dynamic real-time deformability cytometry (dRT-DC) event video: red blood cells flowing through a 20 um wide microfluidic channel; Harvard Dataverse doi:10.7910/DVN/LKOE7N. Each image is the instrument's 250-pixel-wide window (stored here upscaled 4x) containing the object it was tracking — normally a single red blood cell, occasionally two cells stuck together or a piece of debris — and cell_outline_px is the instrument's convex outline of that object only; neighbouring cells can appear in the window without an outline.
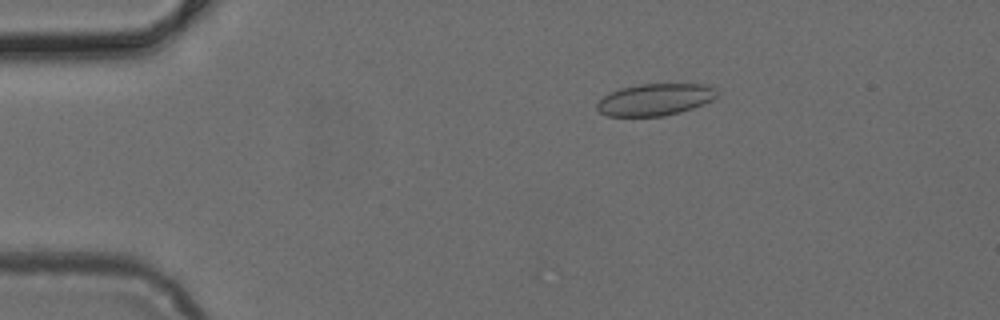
{"species": "common noctule bat (a hibernating species)", "species_latin": "Nyctalus noctula", "temperature_condition": "cold", "stored_images_in_passage": 50, "camera_frame_rate_fps": 3000, "um_per_image_px": 0.085, "animal": {"sex": "female", "body_mass_g": 24.6, "forearm_length_mm": 56.2}, "frame": {"image": 1, "passage_image": 9, "time_ms": 2.667, "image_size_px": [1000, 320], "cell_outline_px": [[716, 96], [712, 100], [704, 104], [680, 112], [664, 116], [608, 116], [600, 112], [596, 108], [596, 104], [604, 96], [620, 88], [640, 84], [704, 84], [716, 88]], "centroid_in_image_um": [55.68, 8.46], "position_along_channel_um": 29.3, "area_um2": 22.2}}
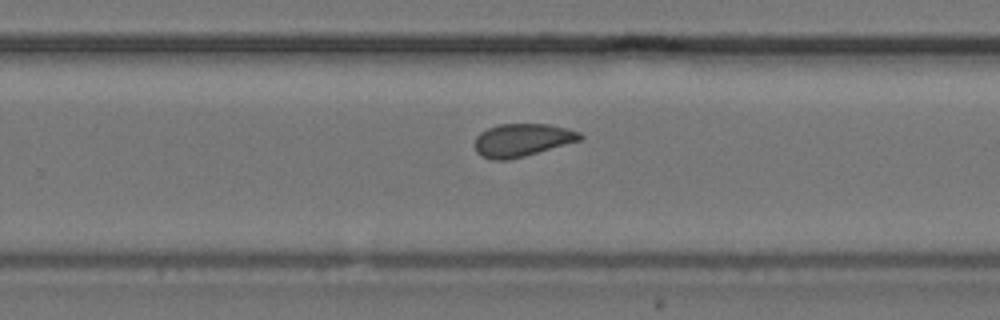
{"frame": {"image": 2, "passage_image": 32, "time_ms": 10.333, "image_size_px": [1000, 320], "cell_outline_px": [[584, 136], [580, 140], [524, 156], [508, 160], [488, 160], [480, 156], [476, 152], [476, 136], [480, 132], [488, 128], [500, 124], [548, 124], [580, 132]], "centroid_in_image_um": [44.34, 11.91], "position_along_channel_um": 285.5, "area_um2": 20.06}}
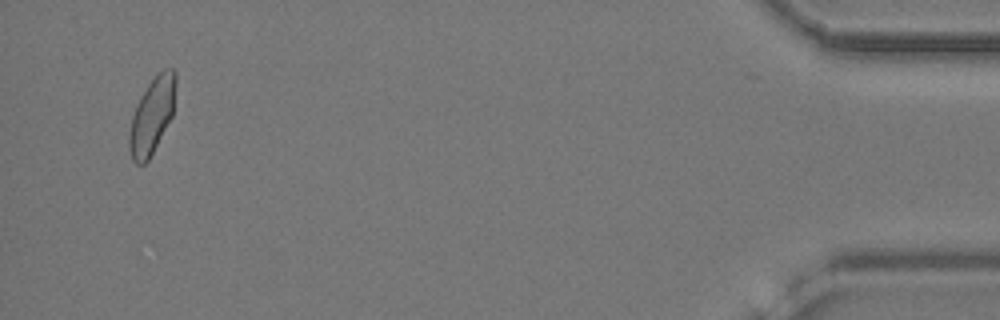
{"frame": {"image": 3, "passage_image": 48, "time_ms": 15.667, "image_size_px": [1000, 320], "cell_outline_px": [[176, 84], [172, 116], [148, 160], [144, 164], [136, 164], [132, 160], [128, 148], [128, 136], [132, 116], [136, 104], [148, 84], [164, 68], [172, 68], [176, 72]], "centroid_in_image_um": [12.9, 9.83], "position_along_channel_um": 422.3, "area_um2": 20.4}}